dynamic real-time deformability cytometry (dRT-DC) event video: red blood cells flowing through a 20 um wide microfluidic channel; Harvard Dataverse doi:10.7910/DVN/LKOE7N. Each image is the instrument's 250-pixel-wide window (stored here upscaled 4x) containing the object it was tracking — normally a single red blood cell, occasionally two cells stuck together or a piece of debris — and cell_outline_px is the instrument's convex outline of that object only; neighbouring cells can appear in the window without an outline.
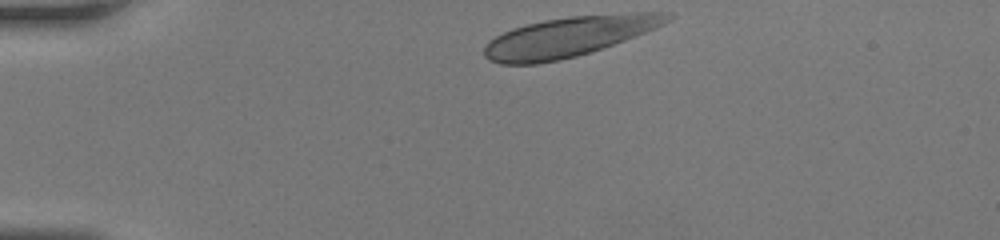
{"species": "human", "species_latin": "Homo sapiens", "temperature_condition": "room temperature", "stored_images_in_passage": 30, "camera_frame_rate_fps": 3000, "um_per_image_px": 0.085, "donor": {"sex": "female"}, "frame": {"image": 1, "passage_image": 1, "time_ms": 0.0, "image_size_px": [1000, 240], "cell_outline_px": [[672, 16], [664, 24], [656, 28], [624, 40], [576, 56], [560, 60], [536, 64], [500, 64], [488, 60], [484, 56], [484, 48], [488, 40], [512, 28], [544, 20], [568, 16], [632, 12], [672, 12]], "centroid_in_image_um": [48.33, 3.11], "position_along_channel_um": 36.7, "area_um2": 42.54}}
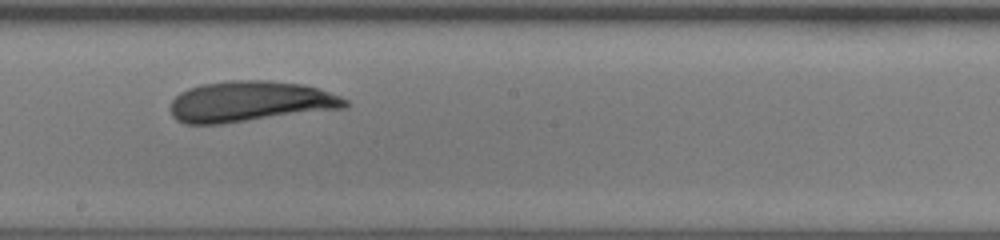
{"frame": {"image": 2, "passage_image": 17, "time_ms": 5.333, "image_size_px": [1000, 240], "cell_outline_px": [[348, 108], [220, 124], [184, 124], [176, 120], [172, 116], [168, 108], [172, 100], [180, 92], [188, 88], [200, 84], [228, 80], [268, 80], [304, 84], [340, 96], [348, 100]], "centroid_in_image_um": [21.23, 8.63], "position_along_channel_um": 227.0, "area_um2": 41.91}}
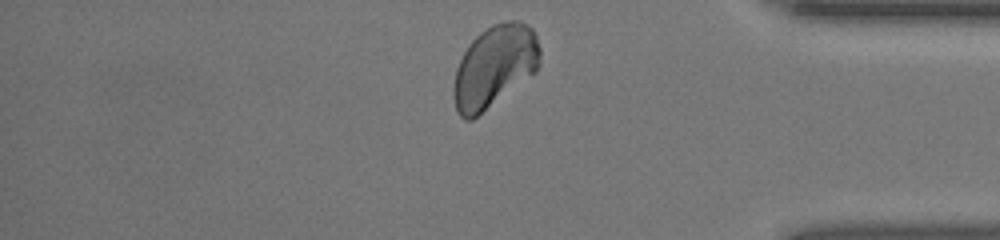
{"frame": {"image": 3, "passage_image": 29, "time_ms": 9.333, "image_size_px": [1000, 240], "cell_outline_px": [[540, 64], [536, 72], [472, 120], [464, 120], [456, 112], [452, 96], [452, 88], [456, 68], [464, 52], [472, 40], [480, 32], [492, 24], [508, 20], [520, 20], [528, 24], [532, 28], [536, 36], [540, 48]], "centroid_in_image_um": [42.02, 5.65], "position_along_channel_um": 393.2, "area_um2": 41.67}}